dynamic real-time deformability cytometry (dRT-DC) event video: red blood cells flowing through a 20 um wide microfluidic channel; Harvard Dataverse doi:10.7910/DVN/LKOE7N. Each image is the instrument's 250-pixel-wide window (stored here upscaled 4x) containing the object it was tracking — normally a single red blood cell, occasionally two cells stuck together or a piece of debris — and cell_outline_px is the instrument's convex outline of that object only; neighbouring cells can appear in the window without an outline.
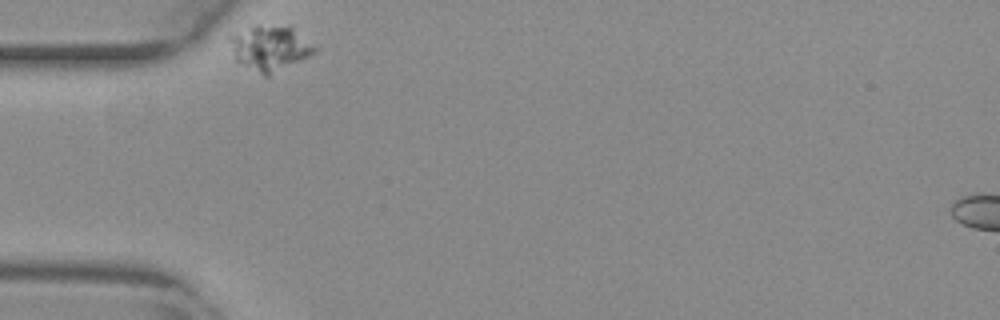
{"species": "common noctule bat (a hibernating species)", "species_latin": "Nyctalus noctula", "temperature_condition": "warm", "stored_images_in_passage": 33, "camera_frame_rate_fps": 3000, "um_per_image_px": 0.085, "animal": {"sex": "female", "body_mass_g": 29.2, "forearm_length_mm": 56.3}, "frame": {"image": 1, "passage_image": 1, "time_ms": 0.0, "image_size_px": [1000, 320], "cell_outline_px": [[316, 48], [308, 56], [268, 76], [264, 76], [236, 60], [224, 36], [252, 24], [292, 24], [316, 44]], "centroid_in_image_um": [22.91, 3.97], "position_along_channel_um": 62.1, "area_um2": 23.29}}
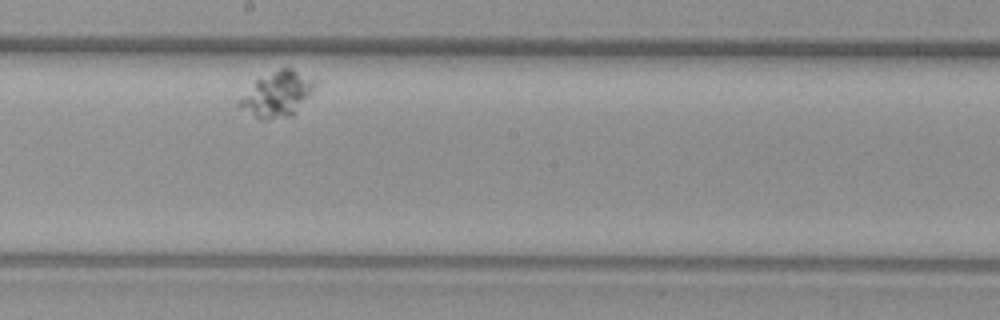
{"frame": {"image": 2, "passage_image": 19, "time_ms": 6.0, "image_size_px": [1000, 320], "cell_outline_px": [[316, 84], [312, 92], [296, 116], [264, 120], [260, 120], [236, 104], [256, 80], [280, 68], [292, 68], [316, 80]], "centroid_in_image_um": [23.62, 8.04], "position_along_channel_um": 224.6, "area_um2": 19.88}}
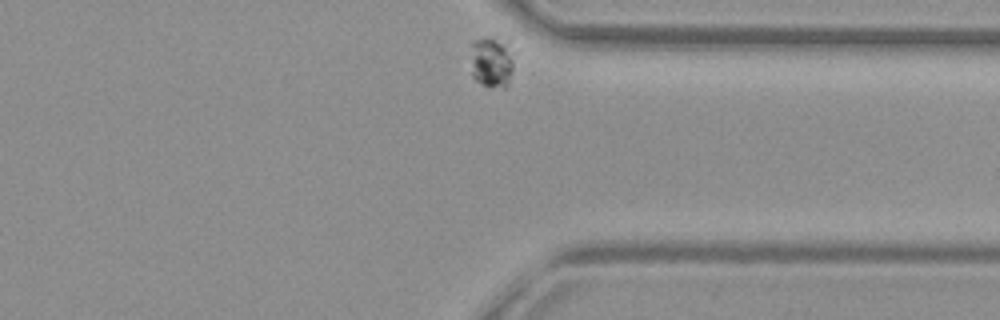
{"frame": {"image": 3, "passage_image": 33, "time_ms": 10.667, "image_size_px": [1000, 320], "cell_outline_px": [[512, 68], [508, 84], [504, 88], [480, 84], [472, 76], [468, 44], [472, 40], [496, 32], [500, 32], [512, 36]], "centroid_in_image_um": [41.8, 5.04], "position_along_channel_um": 369.6, "area_um2": 14.62}}